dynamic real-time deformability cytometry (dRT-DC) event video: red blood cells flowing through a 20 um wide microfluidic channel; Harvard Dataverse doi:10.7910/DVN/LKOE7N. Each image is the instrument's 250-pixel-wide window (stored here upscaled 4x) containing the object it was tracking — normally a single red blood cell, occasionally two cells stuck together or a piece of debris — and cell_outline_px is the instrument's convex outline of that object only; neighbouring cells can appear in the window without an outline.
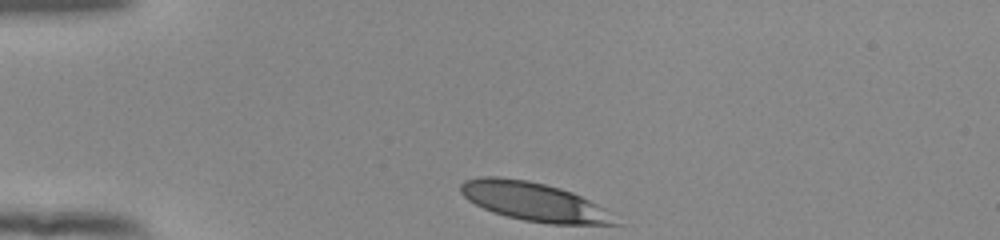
{"species": "human", "species_latin": "Homo sapiens", "temperature_condition": "room temperature", "stored_images_in_passage": 33, "camera_frame_rate_fps": 3000, "um_per_image_px": 0.085, "donor": {"sex": "female"}, "frame": {"image": 1, "passage_image": 1, "time_ms": 0.0, "image_size_px": [1000, 240], "cell_outline_px": [[620, 224], [548, 224], [524, 220], [508, 216], [484, 208], [468, 200], [460, 192], [460, 184], [464, 180], [480, 176], [500, 176], [528, 180], [560, 188], [572, 192], [604, 208]], "centroid_in_image_um": [45.33, 17.12], "position_along_channel_um": 39.7, "area_um2": 34.39}}
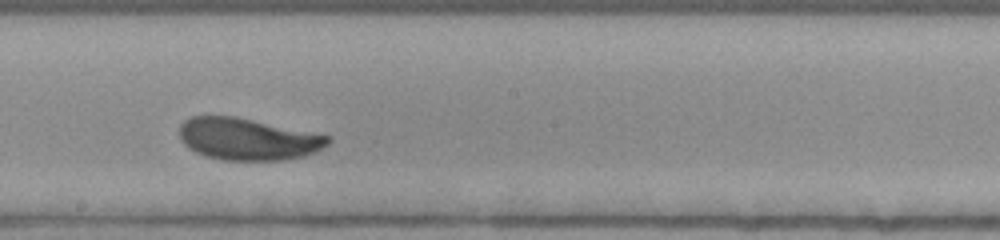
{"frame": {"image": 2, "passage_image": 19, "time_ms": 6.0, "image_size_px": [1000, 240], "cell_outline_px": [[332, 140], [328, 144], [316, 152], [304, 156], [284, 160], [220, 160], [204, 156], [188, 148], [180, 140], [180, 124], [188, 116], [236, 116], [332, 136]], "centroid_in_image_um": [21.06, 11.82], "position_along_channel_um": 227.1, "area_um2": 36.7}}
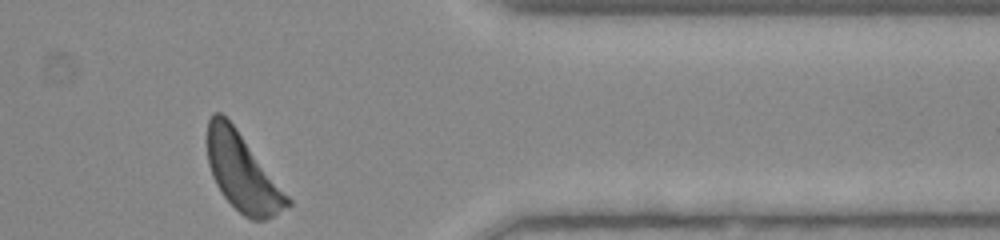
{"frame": {"image": 3, "passage_image": 33, "time_ms": 10.667, "image_size_px": [1000, 240], "cell_outline_px": [[292, 204], [272, 216], [264, 220], [252, 220], [244, 216], [224, 196], [216, 184], [212, 176], [208, 164], [208, 120], [212, 112], [220, 112], [236, 128], [292, 200]], "centroid_in_image_um": [20.6, 14.66], "position_along_channel_um": 390.8, "area_um2": 35.43}, "authors_computed_cell_mechanics": {"area_um2": 36.5874, "velocity_mm_per_s": 3.8414, "shape_relaxation_time_tau1_ms": 4.0319, "shape_relaxation_time_tau2_ms": null, "deformation_change_tau1": 0.167, "deformation_change_tau2": null}}